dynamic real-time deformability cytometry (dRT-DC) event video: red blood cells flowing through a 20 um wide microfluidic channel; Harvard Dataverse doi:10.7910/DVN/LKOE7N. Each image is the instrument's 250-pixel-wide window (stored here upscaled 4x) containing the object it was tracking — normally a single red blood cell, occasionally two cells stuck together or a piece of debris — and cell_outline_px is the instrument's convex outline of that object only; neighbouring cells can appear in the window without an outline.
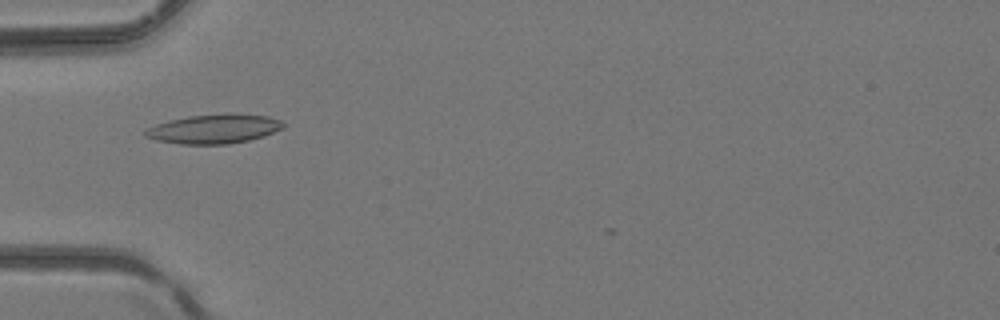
{"species": "common noctule bat (a hibernating species)", "species_latin": "Nyctalus noctula", "temperature_condition": "room temperature", "stored_images_in_passage": 2, "camera_frame_rate_fps": 3000, "um_per_image_px": 0.085, "animal": {"sex": "female", "body_mass_g": 24.6, "forearm_length_mm": 56.2}, "frame": {"image": 1, "passage_image": 2, "time_ms": 0.333, "image_size_px": [1000, 320], "cell_outline_px": [[288, 124], [284, 128], [264, 136], [248, 140], [228, 144], [180, 144], [156, 140], [144, 136], [144, 132], [148, 128], [156, 124], [168, 120], [188, 116], [268, 116], [280, 120]], "centroid_in_image_um": [18.17, 11.0], "position_along_channel_um": 66.8, "area_um2": 22.72}}